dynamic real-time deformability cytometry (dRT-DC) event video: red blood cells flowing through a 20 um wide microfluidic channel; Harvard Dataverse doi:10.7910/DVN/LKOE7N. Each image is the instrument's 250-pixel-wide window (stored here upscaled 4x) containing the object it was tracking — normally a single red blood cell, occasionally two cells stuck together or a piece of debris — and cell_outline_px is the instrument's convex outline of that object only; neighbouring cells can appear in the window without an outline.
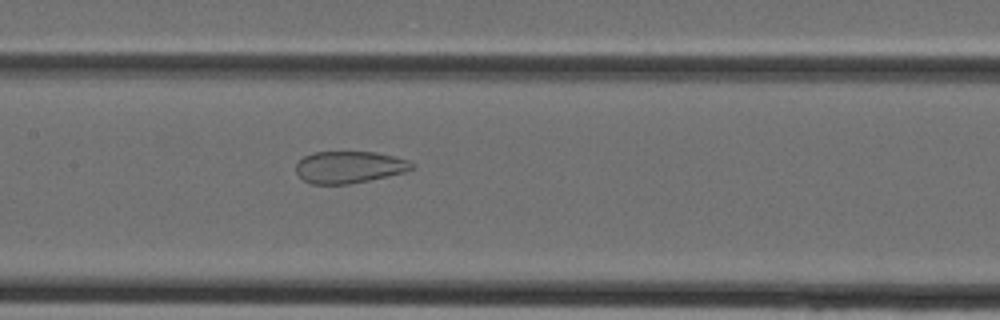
{"species": "Egyptian fruit bat (a non-hibernating species)", "species_latin": "Rousettus aegyptiacus", "temperature_condition": "cold", "stored_images_in_passage": 28, "camera_frame_rate_fps": 3000, "um_per_image_px": 0.085, "animal": {"sex": "female"}, "frame": {"image": 1, "passage_image": 8, "time_ms": 2.333, "image_size_px": [1000, 320], "cell_outline_px": [[412, 168], [404, 172], [388, 176], [348, 184], [312, 184], [304, 180], [296, 172], [296, 164], [304, 156], [312, 152], [376, 152], [396, 156], [408, 160], [412, 164]], "centroid_in_image_um": [29.67, 14.2], "position_along_channel_um": 177.7, "area_um2": 21.44}}
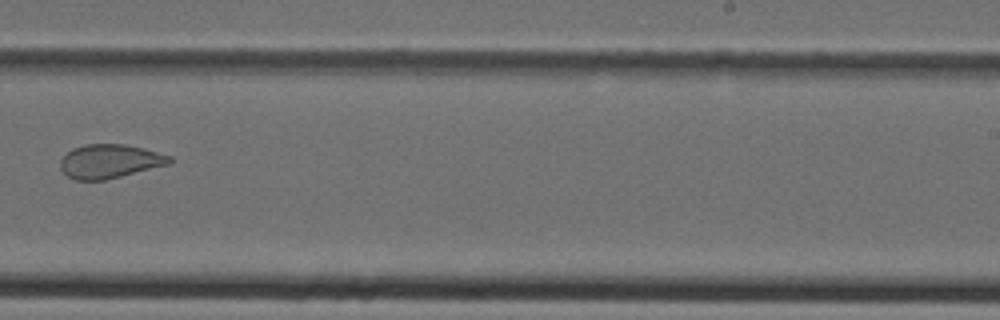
{"frame": {"image": 2, "passage_image": 14, "time_ms": 4.333, "image_size_px": [1000, 320], "cell_outline_px": [[172, 164], [104, 180], [76, 180], [68, 176], [60, 168], [60, 160], [72, 148], [84, 144], [124, 144], [144, 148], [172, 156]], "centroid_in_image_um": [9.36, 13.7], "position_along_channel_um": 279.6, "area_um2": 21.68}}
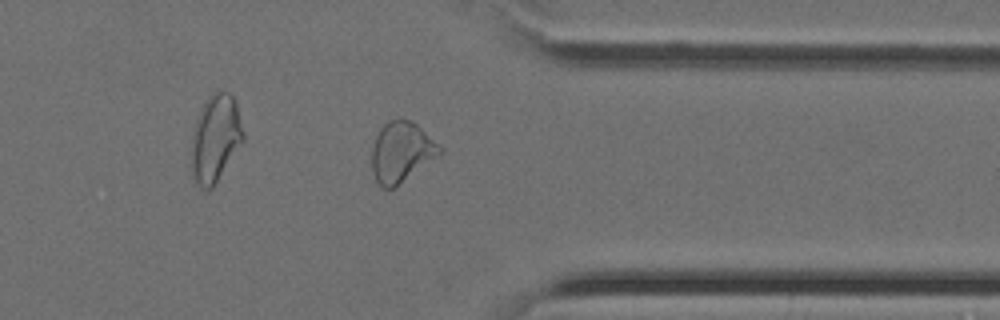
{"frame": {"image": 3, "passage_image": 20, "time_ms": 6.333, "image_size_px": [1000, 320], "cell_outline_px": [[444, 148], [440, 152], [392, 188], [384, 188], [376, 180], [372, 172], [372, 148], [376, 136], [380, 128], [388, 120], [412, 120]], "centroid_in_image_um": [34.08, 12.87], "position_along_channel_um": 377.3, "area_um2": 23.0}}